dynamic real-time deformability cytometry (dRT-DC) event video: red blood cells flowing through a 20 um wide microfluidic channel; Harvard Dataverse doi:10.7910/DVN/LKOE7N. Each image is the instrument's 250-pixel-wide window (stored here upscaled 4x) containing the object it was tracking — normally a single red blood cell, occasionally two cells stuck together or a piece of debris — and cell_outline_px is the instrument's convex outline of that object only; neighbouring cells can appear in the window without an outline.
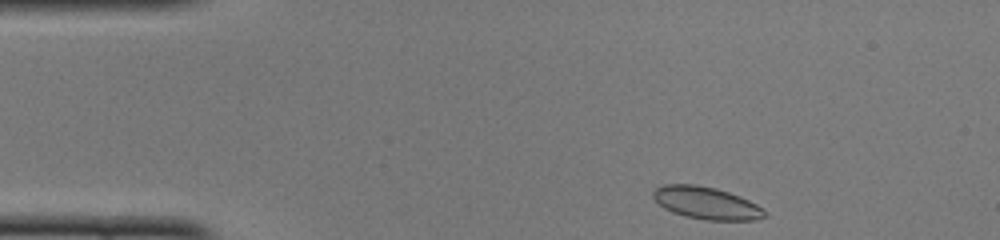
{"species": "common noctule bat (a hibernating species)", "species_latin": "Nyctalus noctula", "temperature_condition": "cold", "stored_images_in_passage": 43, "camera_frame_rate_fps": 3000, "um_per_image_px": 0.085, "animal": {"sex": "female", "body_mass_g": 22.0, "forearm_length_mm": 56.7}, "frame": {"image": 1, "passage_image": 1, "time_ms": 0.0, "image_size_px": [1000, 240], "cell_outline_px": [[764, 216], [756, 220], [704, 220], [684, 216], [672, 212], [664, 208], [652, 196], [652, 192], [656, 188], [664, 184], [696, 184], [716, 188], [740, 196], [756, 204], [764, 212]], "centroid_in_image_um": [59.99, 17.25], "position_along_channel_um": 25.0, "area_um2": 20.87}}
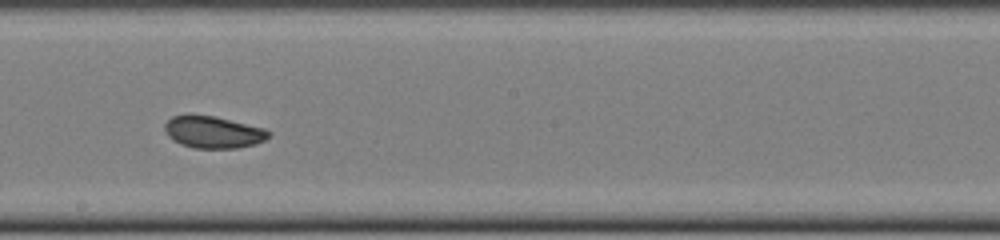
{"frame": {"image": 2, "passage_image": 21, "time_ms": 6.667, "image_size_px": [1000, 240], "cell_outline_px": [[272, 132], [264, 140], [256, 144], [236, 148], [196, 148], [180, 144], [172, 140], [168, 136], [164, 128], [164, 124], [172, 116], [212, 116], [264, 128]], "centroid_in_image_um": [18.12, 11.25], "position_along_channel_um": 230.1, "area_um2": 19.02}}
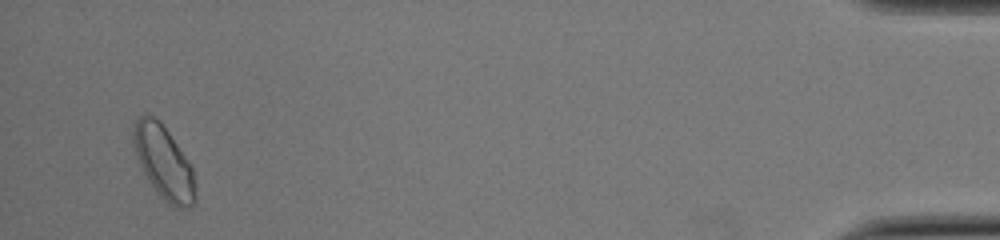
{"frame": {"image": 3, "passage_image": 41, "time_ms": 13.333, "image_size_px": [1000, 240], "cell_outline_px": [[196, 200], [192, 204], [184, 208], [172, 208], [156, 192], [148, 180], [140, 164], [132, 144], [132, 128], [136, 120], [140, 116], [152, 116], [168, 132], [188, 160], [192, 168], [196, 196]], "centroid_in_image_um": [13.9, 13.85], "position_along_channel_um": 421.3, "area_um2": 26.01}, "authors_computed_cell_mechanics": {"area_um2": 20.3456, "velocity_mm_per_s": 4.0514, "shape_relaxation_time_tau1_ms": null, "shape_relaxation_time_tau2_ms": 1.0086, "deformation_change_tau1": null, "deformation_change_tau2": 0.0372}}